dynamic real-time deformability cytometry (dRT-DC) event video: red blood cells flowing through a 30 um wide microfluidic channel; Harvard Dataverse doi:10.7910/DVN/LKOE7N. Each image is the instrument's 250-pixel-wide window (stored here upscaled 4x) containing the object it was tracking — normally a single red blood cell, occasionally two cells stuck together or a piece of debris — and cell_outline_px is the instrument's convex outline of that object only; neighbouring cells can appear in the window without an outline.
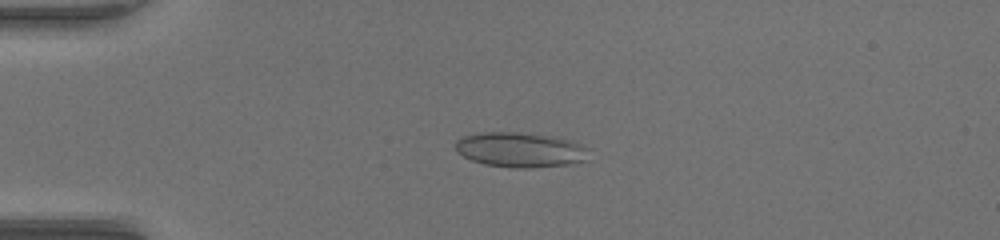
{"species": "common noctule bat (a hibernating species)", "species_latin": "Nyctalus noctula", "temperature_condition": "warm", "stored_images_in_passage": 52, "camera_frame_rate_fps": 3000, "um_per_image_px": 0.085, "animal": {"sex": "female", "body_mass_g": 17.0, "forearm_length_mm": 48.0}, "frame": {"image": 1, "passage_image": 14, "time_ms": 4.333, "image_size_px": [1000, 240], "cell_outline_px": [[588, 148], [584, 160], [572, 164], [528, 168], [512, 168], [484, 164], [472, 160], [456, 152], [456, 140], [460, 136], [480, 132], [520, 132], [552, 136], [568, 140], [580, 144]], "centroid_in_image_um": [44.16, 12.73], "position_along_channel_um": 40.8, "area_um2": 27.17}}
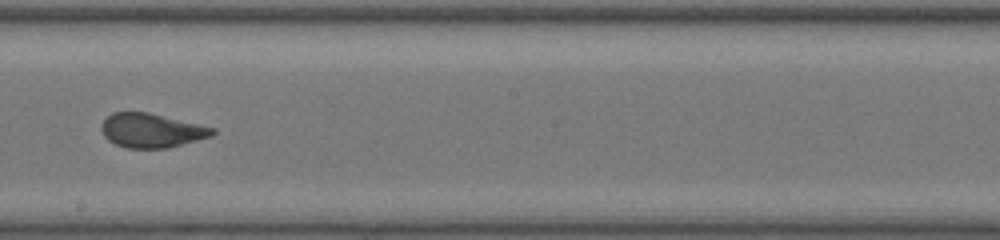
{"frame": {"image": 2, "passage_image": 31, "time_ms": 10.0, "image_size_px": [1000, 240], "cell_outline_px": [[216, 132], [212, 136], [168, 148], [124, 148], [108, 140], [104, 136], [100, 128], [104, 120], [112, 112], [148, 112], [216, 128]], "centroid_in_image_um": [12.88, 11.09], "position_along_channel_um": 235.3, "area_um2": 22.14}}
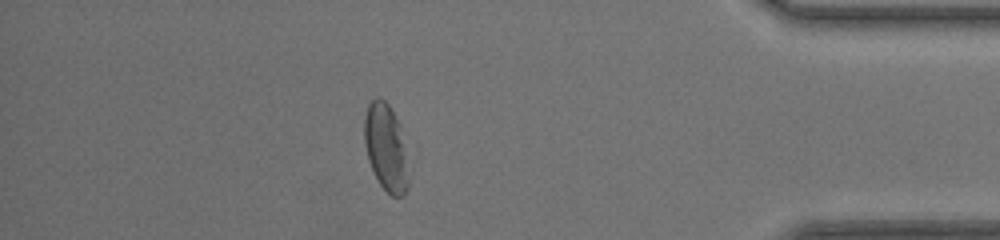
{"frame": {"image": 3, "passage_image": 46, "time_ms": 15.0, "image_size_px": [1000, 240], "cell_outline_px": [[408, 188], [404, 196], [392, 196], [380, 184], [368, 160], [364, 144], [364, 116], [368, 104], [376, 96], [380, 96], [388, 104], [400, 124], [408, 180]], "centroid_in_image_um": [32.77, 12.5], "position_along_channel_um": 402.4, "area_um2": 22.14}, "authors_computed_cell_mechanics": {"area_um2": 24.1026, "velocity_mm_per_s": 4.0686, "shape_relaxation_time_tau1_ms": 7.3454, "shape_relaxation_time_tau2_ms": null, "deformation_change_tau1": 0.2058, "deformation_change_tau2": null}}